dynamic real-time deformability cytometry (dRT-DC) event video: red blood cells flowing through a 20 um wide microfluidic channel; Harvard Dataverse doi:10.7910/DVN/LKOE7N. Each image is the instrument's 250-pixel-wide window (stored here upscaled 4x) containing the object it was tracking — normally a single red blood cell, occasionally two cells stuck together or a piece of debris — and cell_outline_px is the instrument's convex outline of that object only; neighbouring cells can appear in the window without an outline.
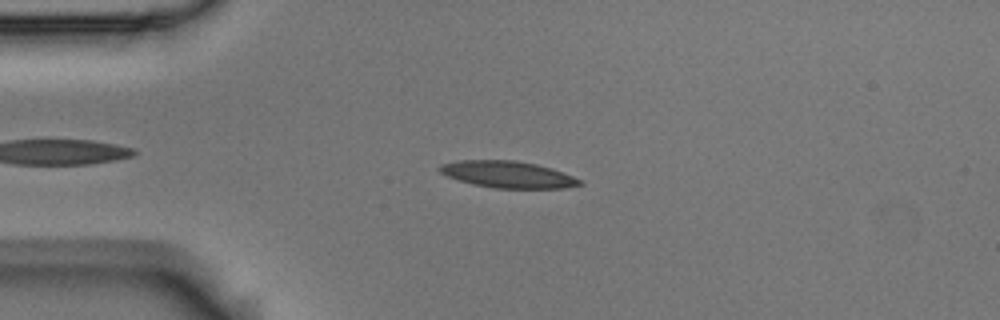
{"species": "Egyptian fruit bat (a non-hibernating species)", "species_latin": "Rousettus aegyptiacus", "temperature_condition": "room temperature", "stored_images_in_passage": 8, "camera_frame_rate_fps": 3000, "um_per_image_px": 0.085, "animal": {"sex": "male"}, "frame": {"image": 1, "passage_image": 3, "time_ms": 0.667, "image_size_px": [1000, 320], "cell_outline_px": [[584, 184], [564, 188], [496, 188], [472, 184], [448, 176], [440, 172], [436, 168], [440, 164], [460, 160], [516, 160], [536, 164], [552, 168], [572, 176], [580, 180]], "centroid_in_image_um": [43.15, 14.82], "position_along_channel_um": 41.9, "area_um2": 21.73}}
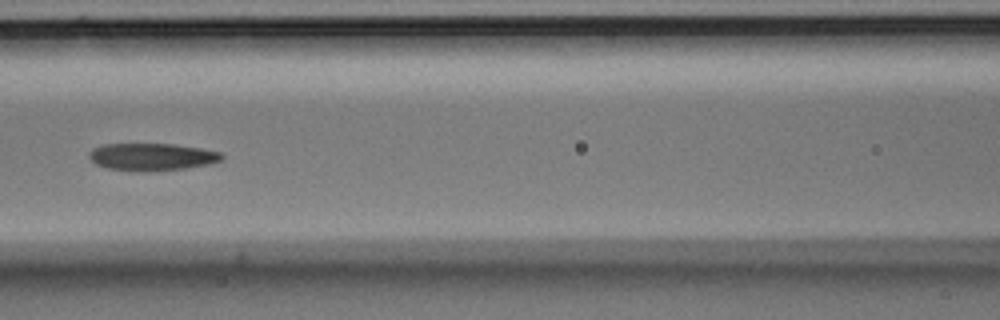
{"frame": {"image": 2, "passage_image": 6, "time_ms": 1.667, "image_size_px": [1000, 320], "cell_outline_px": [[224, 160], [208, 164], [184, 168], [144, 172], [108, 168], [96, 164], [88, 156], [92, 148], [104, 144], [172, 144], [200, 148], [220, 152], [224, 156]], "centroid_in_image_um": [12.92, 13.33], "position_along_channel_um": 153.7, "area_um2": 21.04}}
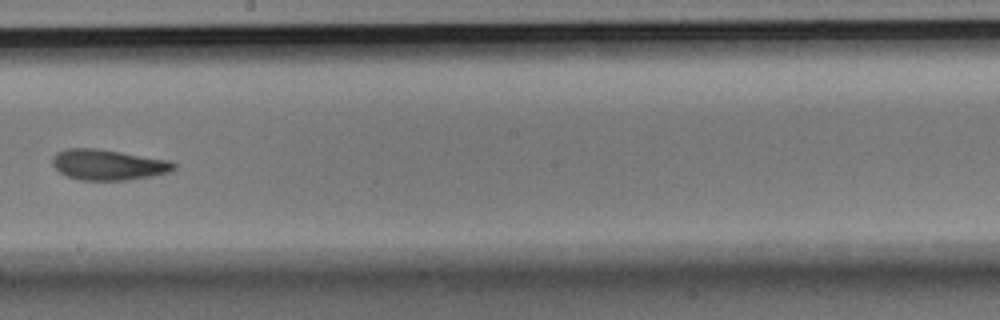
{"frame": {"image": 3, "passage_image": 8, "time_ms": 2.333, "image_size_px": [1000, 320], "cell_outline_px": [[176, 168], [168, 172], [152, 176], [124, 180], [80, 180], [68, 176], [60, 172], [52, 164], [52, 160], [56, 152], [68, 148], [96, 148], [172, 160], [176, 164]], "centroid_in_image_um": [9.22, 13.99], "position_along_channel_um": 239.0, "area_um2": 21.68}}